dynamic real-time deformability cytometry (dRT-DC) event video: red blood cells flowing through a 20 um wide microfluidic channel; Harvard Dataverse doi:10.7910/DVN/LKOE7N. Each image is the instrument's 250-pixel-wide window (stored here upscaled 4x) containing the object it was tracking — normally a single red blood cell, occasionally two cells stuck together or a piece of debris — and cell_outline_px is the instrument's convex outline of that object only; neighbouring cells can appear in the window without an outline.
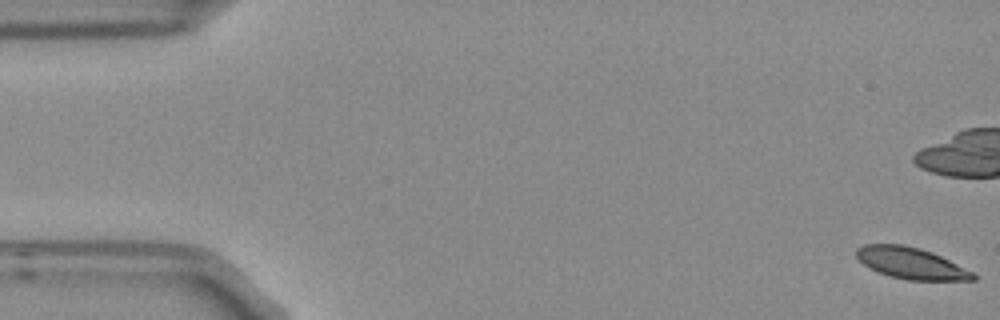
{"species": "Egyptian fruit bat (a non-hibernating species)", "species_latin": "Rousettus aegyptiacus", "temperature_condition": "room temperature", "stored_images_in_passage": 6, "camera_frame_rate_fps": 3000, "um_per_image_px": 0.085, "frame": {"image": 1, "passage_image": 1, "time_ms": 0.0, "image_size_px": [1000, 320], "cell_outline_px": [[976, 280], [908, 280], [892, 276], [868, 268], [856, 256], [856, 248], [864, 244], [904, 244], [920, 248], [932, 252], [972, 272], [976, 276]], "centroid_in_image_um": [77.4, 22.36], "position_along_channel_um": 7.6, "area_um2": 21.1}}